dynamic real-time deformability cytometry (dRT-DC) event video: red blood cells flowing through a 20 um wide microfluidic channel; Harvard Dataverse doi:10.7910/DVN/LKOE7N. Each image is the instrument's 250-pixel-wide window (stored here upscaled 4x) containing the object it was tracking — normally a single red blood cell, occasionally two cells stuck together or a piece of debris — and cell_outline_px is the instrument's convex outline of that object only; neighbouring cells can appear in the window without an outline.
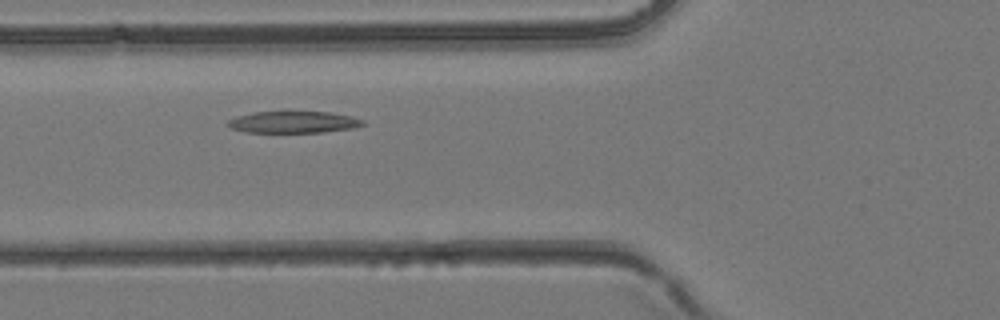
{"species": "common noctule bat (a hibernating species)", "species_latin": "Nyctalus noctula", "temperature_condition": "room temperature", "stored_images_in_passage": 27, "camera_frame_rate_fps": 3000, "um_per_image_px": 0.085, "animal": {"sex": "female", "body_mass_g": 24.6, "forearm_length_mm": 56.2}, "frame": {"image": 1, "passage_image": 6, "time_ms": 1.667, "image_size_px": [1000, 320], "cell_outline_px": [[364, 124], [352, 128], [324, 132], [248, 132], [232, 128], [228, 124], [228, 120], [236, 116], [252, 112], [328, 112], [352, 116], [364, 120]], "centroid_in_image_um": [24.96, 10.37], "position_along_channel_um": 100.8, "area_um2": 16.88}}
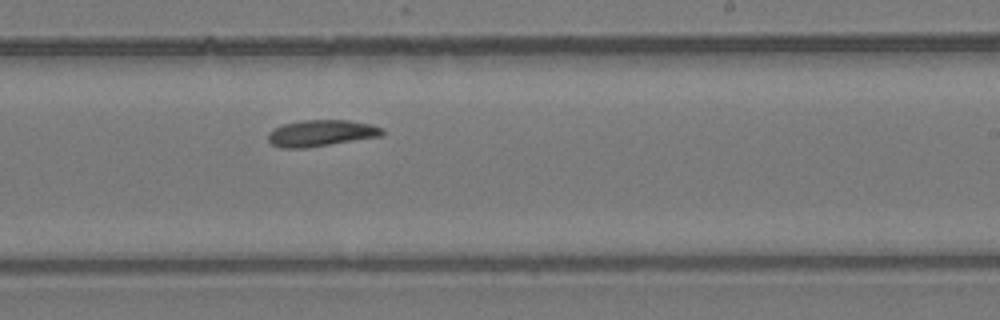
{"frame": {"image": 2, "passage_image": 16, "time_ms": 5.0, "image_size_px": [1000, 320], "cell_outline_px": [[384, 132], [380, 136], [304, 148], [280, 148], [272, 144], [268, 140], [268, 132], [272, 128], [284, 124], [304, 120], [348, 120], [372, 124], [384, 128]], "centroid_in_image_um": [27.27, 11.31], "position_along_channel_um": 261.7, "area_um2": 17.51}}
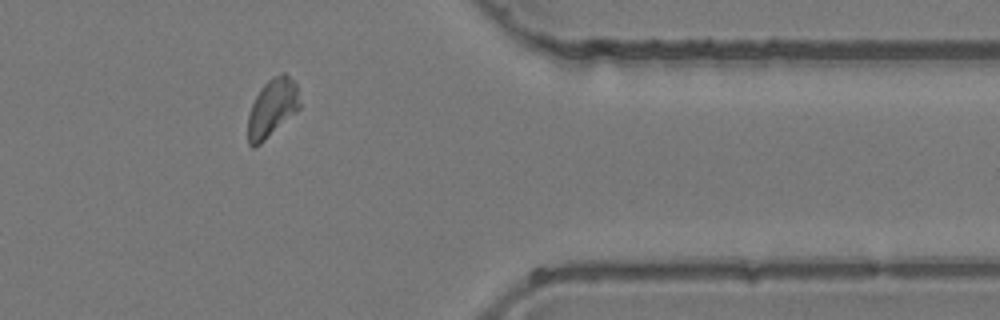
{"frame": {"image": 3, "passage_image": 25, "time_ms": 8.0, "image_size_px": [1000, 320], "cell_outline_px": [[300, 108], [296, 112], [260, 144], [252, 148], [248, 144], [248, 116], [252, 104], [260, 88], [272, 76], [280, 72], [284, 72], [296, 84], [300, 104]], "centroid_in_image_um": [23.13, 9.16], "position_along_channel_um": 388.3, "area_um2": 17.46}}